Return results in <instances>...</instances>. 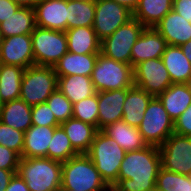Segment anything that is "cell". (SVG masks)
<instances>
[{
	"label": "cell",
	"mask_w": 191,
	"mask_h": 191,
	"mask_svg": "<svg viewBox=\"0 0 191 191\" xmlns=\"http://www.w3.org/2000/svg\"><path fill=\"white\" fill-rule=\"evenodd\" d=\"M161 168L159 147L147 145L141 150L128 151L121 163L118 181L112 191H152Z\"/></svg>",
	"instance_id": "6da1fadb"
},
{
	"label": "cell",
	"mask_w": 191,
	"mask_h": 191,
	"mask_svg": "<svg viewBox=\"0 0 191 191\" xmlns=\"http://www.w3.org/2000/svg\"><path fill=\"white\" fill-rule=\"evenodd\" d=\"M17 173L30 191H57L62 184V163L46 157H21Z\"/></svg>",
	"instance_id": "7a4b0ae2"
},
{
	"label": "cell",
	"mask_w": 191,
	"mask_h": 191,
	"mask_svg": "<svg viewBox=\"0 0 191 191\" xmlns=\"http://www.w3.org/2000/svg\"><path fill=\"white\" fill-rule=\"evenodd\" d=\"M63 187L76 191H110L87 154H78L62 163Z\"/></svg>",
	"instance_id": "3957f363"
},
{
	"label": "cell",
	"mask_w": 191,
	"mask_h": 191,
	"mask_svg": "<svg viewBox=\"0 0 191 191\" xmlns=\"http://www.w3.org/2000/svg\"><path fill=\"white\" fill-rule=\"evenodd\" d=\"M125 153L126 151L114 139L101 130L97 131L87 155L110 188L118 181Z\"/></svg>",
	"instance_id": "277c9868"
},
{
	"label": "cell",
	"mask_w": 191,
	"mask_h": 191,
	"mask_svg": "<svg viewBox=\"0 0 191 191\" xmlns=\"http://www.w3.org/2000/svg\"><path fill=\"white\" fill-rule=\"evenodd\" d=\"M58 77L53 67L32 65L23 72L20 99L29 106L45 103L57 89Z\"/></svg>",
	"instance_id": "5b68a950"
},
{
	"label": "cell",
	"mask_w": 191,
	"mask_h": 191,
	"mask_svg": "<svg viewBox=\"0 0 191 191\" xmlns=\"http://www.w3.org/2000/svg\"><path fill=\"white\" fill-rule=\"evenodd\" d=\"M91 80L97 92L128 89L134 85L133 67L106 57L100 52Z\"/></svg>",
	"instance_id": "8992f818"
},
{
	"label": "cell",
	"mask_w": 191,
	"mask_h": 191,
	"mask_svg": "<svg viewBox=\"0 0 191 191\" xmlns=\"http://www.w3.org/2000/svg\"><path fill=\"white\" fill-rule=\"evenodd\" d=\"M35 65H54L68 52L65 32L36 26L31 33Z\"/></svg>",
	"instance_id": "52a82bcc"
},
{
	"label": "cell",
	"mask_w": 191,
	"mask_h": 191,
	"mask_svg": "<svg viewBox=\"0 0 191 191\" xmlns=\"http://www.w3.org/2000/svg\"><path fill=\"white\" fill-rule=\"evenodd\" d=\"M138 130L147 145L157 147L174 133V121L157 96L149 102Z\"/></svg>",
	"instance_id": "ba28073f"
},
{
	"label": "cell",
	"mask_w": 191,
	"mask_h": 191,
	"mask_svg": "<svg viewBox=\"0 0 191 191\" xmlns=\"http://www.w3.org/2000/svg\"><path fill=\"white\" fill-rule=\"evenodd\" d=\"M144 26L135 18L120 26L101 41V53L118 62L131 65V51Z\"/></svg>",
	"instance_id": "9c48e42d"
},
{
	"label": "cell",
	"mask_w": 191,
	"mask_h": 191,
	"mask_svg": "<svg viewBox=\"0 0 191 191\" xmlns=\"http://www.w3.org/2000/svg\"><path fill=\"white\" fill-rule=\"evenodd\" d=\"M161 168L191 176V137L172 133L159 147Z\"/></svg>",
	"instance_id": "30bf717a"
},
{
	"label": "cell",
	"mask_w": 191,
	"mask_h": 191,
	"mask_svg": "<svg viewBox=\"0 0 191 191\" xmlns=\"http://www.w3.org/2000/svg\"><path fill=\"white\" fill-rule=\"evenodd\" d=\"M132 18V11L114 0H95L93 29L100 41Z\"/></svg>",
	"instance_id": "8fae6325"
},
{
	"label": "cell",
	"mask_w": 191,
	"mask_h": 191,
	"mask_svg": "<svg viewBox=\"0 0 191 191\" xmlns=\"http://www.w3.org/2000/svg\"><path fill=\"white\" fill-rule=\"evenodd\" d=\"M133 74L134 85L153 96L163 93L172 84L161 58L142 61L133 68Z\"/></svg>",
	"instance_id": "7c38bea8"
},
{
	"label": "cell",
	"mask_w": 191,
	"mask_h": 191,
	"mask_svg": "<svg viewBox=\"0 0 191 191\" xmlns=\"http://www.w3.org/2000/svg\"><path fill=\"white\" fill-rule=\"evenodd\" d=\"M0 63L26 69L35 65L31 35L1 38Z\"/></svg>",
	"instance_id": "4fadbf2b"
},
{
	"label": "cell",
	"mask_w": 191,
	"mask_h": 191,
	"mask_svg": "<svg viewBox=\"0 0 191 191\" xmlns=\"http://www.w3.org/2000/svg\"><path fill=\"white\" fill-rule=\"evenodd\" d=\"M165 39L154 27H145L131 51V65L134 68L142 61L161 58L166 47Z\"/></svg>",
	"instance_id": "5bb4252c"
},
{
	"label": "cell",
	"mask_w": 191,
	"mask_h": 191,
	"mask_svg": "<svg viewBox=\"0 0 191 191\" xmlns=\"http://www.w3.org/2000/svg\"><path fill=\"white\" fill-rule=\"evenodd\" d=\"M34 10L36 26L62 32L67 30V0H43Z\"/></svg>",
	"instance_id": "9a60e30c"
},
{
	"label": "cell",
	"mask_w": 191,
	"mask_h": 191,
	"mask_svg": "<svg viewBox=\"0 0 191 191\" xmlns=\"http://www.w3.org/2000/svg\"><path fill=\"white\" fill-rule=\"evenodd\" d=\"M127 89L98 92V130L122 120Z\"/></svg>",
	"instance_id": "2e32d148"
},
{
	"label": "cell",
	"mask_w": 191,
	"mask_h": 191,
	"mask_svg": "<svg viewBox=\"0 0 191 191\" xmlns=\"http://www.w3.org/2000/svg\"><path fill=\"white\" fill-rule=\"evenodd\" d=\"M154 28L171 46H181L191 40V23L173 9Z\"/></svg>",
	"instance_id": "e0dca14e"
},
{
	"label": "cell",
	"mask_w": 191,
	"mask_h": 191,
	"mask_svg": "<svg viewBox=\"0 0 191 191\" xmlns=\"http://www.w3.org/2000/svg\"><path fill=\"white\" fill-rule=\"evenodd\" d=\"M57 126H36L32 125L24 133V147L21 157L36 158L46 157L49 143Z\"/></svg>",
	"instance_id": "ac0fdd59"
},
{
	"label": "cell",
	"mask_w": 191,
	"mask_h": 191,
	"mask_svg": "<svg viewBox=\"0 0 191 191\" xmlns=\"http://www.w3.org/2000/svg\"><path fill=\"white\" fill-rule=\"evenodd\" d=\"M98 54H76L67 52L54 65L57 77L70 75L91 76Z\"/></svg>",
	"instance_id": "d6986e66"
},
{
	"label": "cell",
	"mask_w": 191,
	"mask_h": 191,
	"mask_svg": "<svg viewBox=\"0 0 191 191\" xmlns=\"http://www.w3.org/2000/svg\"><path fill=\"white\" fill-rule=\"evenodd\" d=\"M153 97V95L135 85L128 88L123 105L122 120L131 126L138 127Z\"/></svg>",
	"instance_id": "ffe728a7"
},
{
	"label": "cell",
	"mask_w": 191,
	"mask_h": 191,
	"mask_svg": "<svg viewBox=\"0 0 191 191\" xmlns=\"http://www.w3.org/2000/svg\"><path fill=\"white\" fill-rule=\"evenodd\" d=\"M78 154H87L98 129L81 120L70 118L60 124Z\"/></svg>",
	"instance_id": "44dd1931"
},
{
	"label": "cell",
	"mask_w": 191,
	"mask_h": 191,
	"mask_svg": "<svg viewBox=\"0 0 191 191\" xmlns=\"http://www.w3.org/2000/svg\"><path fill=\"white\" fill-rule=\"evenodd\" d=\"M101 131L114 139L126 152L141 150L147 146L138 127L131 126L123 120L114 122Z\"/></svg>",
	"instance_id": "7402d4cb"
},
{
	"label": "cell",
	"mask_w": 191,
	"mask_h": 191,
	"mask_svg": "<svg viewBox=\"0 0 191 191\" xmlns=\"http://www.w3.org/2000/svg\"><path fill=\"white\" fill-rule=\"evenodd\" d=\"M31 109L32 107L20 98L2 103L0 121L25 133L32 126Z\"/></svg>",
	"instance_id": "603a6c76"
},
{
	"label": "cell",
	"mask_w": 191,
	"mask_h": 191,
	"mask_svg": "<svg viewBox=\"0 0 191 191\" xmlns=\"http://www.w3.org/2000/svg\"><path fill=\"white\" fill-rule=\"evenodd\" d=\"M157 97L173 121L191 104V91L187 83L171 84Z\"/></svg>",
	"instance_id": "cb8c5ba5"
},
{
	"label": "cell",
	"mask_w": 191,
	"mask_h": 191,
	"mask_svg": "<svg viewBox=\"0 0 191 191\" xmlns=\"http://www.w3.org/2000/svg\"><path fill=\"white\" fill-rule=\"evenodd\" d=\"M68 51L76 54H99L101 41L93 27H76L65 31Z\"/></svg>",
	"instance_id": "d4e9b609"
},
{
	"label": "cell",
	"mask_w": 191,
	"mask_h": 191,
	"mask_svg": "<svg viewBox=\"0 0 191 191\" xmlns=\"http://www.w3.org/2000/svg\"><path fill=\"white\" fill-rule=\"evenodd\" d=\"M172 84L188 83L191 78V62L183 54L180 46L168 45L161 56Z\"/></svg>",
	"instance_id": "484cf974"
},
{
	"label": "cell",
	"mask_w": 191,
	"mask_h": 191,
	"mask_svg": "<svg viewBox=\"0 0 191 191\" xmlns=\"http://www.w3.org/2000/svg\"><path fill=\"white\" fill-rule=\"evenodd\" d=\"M36 27L35 10L20 7L13 15L0 23V36L7 38L15 35H31Z\"/></svg>",
	"instance_id": "4316f807"
},
{
	"label": "cell",
	"mask_w": 191,
	"mask_h": 191,
	"mask_svg": "<svg viewBox=\"0 0 191 191\" xmlns=\"http://www.w3.org/2000/svg\"><path fill=\"white\" fill-rule=\"evenodd\" d=\"M173 9V0H138L133 18L144 27H155Z\"/></svg>",
	"instance_id": "83f0119b"
},
{
	"label": "cell",
	"mask_w": 191,
	"mask_h": 191,
	"mask_svg": "<svg viewBox=\"0 0 191 191\" xmlns=\"http://www.w3.org/2000/svg\"><path fill=\"white\" fill-rule=\"evenodd\" d=\"M57 88L72 102V104L97 93L92 83L91 76L84 75L58 77Z\"/></svg>",
	"instance_id": "f1b7e54d"
},
{
	"label": "cell",
	"mask_w": 191,
	"mask_h": 191,
	"mask_svg": "<svg viewBox=\"0 0 191 191\" xmlns=\"http://www.w3.org/2000/svg\"><path fill=\"white\" fill-rule=\"evenodd\" d=\"M24 68L0 63V101L9 102L20 98Z\"/></svg>",
	"instance_id": "f546056e"
},
{
	"label": "cell",
	"mask_w": 191,
	"mask_h": 191,
	"mask_svg": "<svg viewBox=\"0 0 191 191\" xmlns=\"http://www.w3.org/2000/svg\"><path fill=\"white\" fill-rule=\"evenodd\" d=\"M95 0H67V29L93 27Z\"/></svg>",
	"instance_id": "4dcf8cb0"
},
{
	"label": "cell",
	"mask_w": 191,
	"mask_h": 191,
	"mask_svg": "<svg viewBox=\"0 0 191 191\" xmlns=\"http://www.w3.org/2000/svg\"><path fill=\"white\" fill-rule=\"evenodd\" d=\"M76 155L78 153L73 149L62 126L55 127L51 143L48 146L47 158L63 163Z\"/></svg>",
	"instance_id": "1f68e13d"
},
{
	"label": "cell",
	"mask_w": 191,
	"mask_h": 191,
	"mask_svg": "<svg viewBox=\"0 0 191 191\" xmlns=\"http://www.w3.org/2000/svg\"><path fill=\"white\" fill-rule=\"evenodd\" d=\"M159 191H191V176L159 169L156 179Z\"/></svg>",
	"instance_id": "d6a6232c"
},
{
	"label": "cell",
	"mask_w": 191,
	"mask_h": 191,
	"mask_svg": "<svg viewBox=\"0 0 191 191\" xmlns=\"http://www.w3.org/2000/svg\"><path fill=\"white\" fill-rule=\"evenodd\" d=\"M73 118L89 123L98 129V92L73 104Z\"/></svg>",
	"instance_id": "836d02e7"
},
{
	"label": "cell",
	"mask_w": 191,
	"mask_h": 191,
	"mask_svg": "<svg viewBox=\"0 0 191 191\" xmlns=\"http://www.w3.org/2000/svg\"><path fill=\"white\" fill-rule=\"evenodd\" d=\"M46 103L60 124L72 118L73 104L58 88L46 100Z\"/></svg>",
	"instance_id": "e575fe53"
},
{
	"label": "cell",
	"mask_w": 191,
	"mask_h": 191,
	"mask_svg": "<svg viewBox=\"0 0 191 191\" xmlns=\"http://www.w3.org/2000/svg\"><path fill=\"white\" fill-rule=\"evenodd\" d=\"M0 145L15 151L21 157L24 147V132L0 121Z\"/></svg>",
	"instance_id": "d590c367"
},
{
	"label": "cell",
	"mask_w": 191,
	"mask_h": 191,
	"mask_svg": "<svg viewBox=\"0 0 191 191\" xmlns=\"http://www.w3.org/2000/svg\"><path fill=\"white\" fill-rule=\"evenodd\" d=\"M32 125L36 126H59L60 123L56 120L53 112L51 111L48 104L40 103L32 106Z\"/></svg>",
	"instance_id": "8d00e7d4"
},
{
	"label": "cell",
	"mask_w": 191,
	"mask_h": 191,
	"mask_svg": "<svg viewBox=\"0 0 191 191\" xmlns=\"http://www.w3.org/2000/svg\"><path fill=\"white\" fill-rule=\"evenodd\" d=\"M20 158L15 151L0 145V169L18 170Z\"/></svg>",
	"instance_id": "74e56055"
},
{
	"label": "cell",
	"mask_w": 191,
	"mask_h": 191,
	"mask_svg": "<svg viewBox=\"0 0 191 191\" xmlns=\"http://www.w3.org/2000/svg\"><path fill=\"white\" fill-rule=\"evenodd\" d=\"M174 133L182 136L191 137V104L174 121Z\"/></svg>",
	"instance_id": "f35d334b"
},
{
	"label": "cell",
	"mask_w": 191,
	"mask_h": 191,
	"mask_svg": "<svg viewBox=\"0 0 191 191\" xmlns=\"http://www.w3.org/2000/svg\"><path fill=\"white\" fill-rule=\"evenodd\" d=\"M173 10L191 23V0H173Z\"/></svg>",
	"instance_id": "ab89813d"
},
{
	"label": "cell",
	"mask_w": 191,
	"mask_h": 191,
	"mask_svg": "<svg viewBox=\"0 0 191 191\" xmlns=\"http://www.w3.org/2000/svg\"><path fill=\"white\" fill-rule=\"evenodd\" d=\"M20 6L11 0H0V23L13 15Z\"/></svg>",
	"instance_id": "60d3db41"
},
{
	"label": "cell",
	"mask_w": 191,
	"mask_h": 191,
	"mask_svg": "<svg viewBox=\"0 0 191 191\" xmlns=\"http://www.w3.org/2000/svg\"><path fill=\"white\" fill-rule=\"evenodd\" d=\"M5 191H30L26 185L24 179L18 174L15 173L11 178L9 185Z\"/></svg>",
	"instance_id": "b9f144b4"
},
{
	"label": "cell",
	"mask_w": 191,
	"mask_h": 191,
	"mask_svg": "<svg viewBox=\"0 0 191 191\" xmlns=\"http://www.w3.org/2000/svg\"><path fill=\"white\" fill-rule=\"evenodd\" d=\"M18 170L0 169V191H5L11 178L17 173Z\"/></svg>",
	"instance_id": "7bdbcfd3"
},
{
	"label": "cell",
	"mask_w": 191,
	"mask_h": 191,
	"mask_svg": "<svg viewBox=\"0 0 191 191\" xmlns=\"http://www.w3.org/2000/svg\"><path fill=\"white\" fill-rule=\"evenodd\" d=\"M11 1L17 3L20 7H29L34 9L43 0H11Z\"/></svg>",
	"instance_id": "ee69618b"
},
{
	"label": "cell",
	"mask_w": 191,
	"mask_h": 191,
	"mask_svg": "<svg viewBox=\"0 0 191 191\" xmlns=\"http://www.w3.org/2000/svg\"><path fill=\"white\" fill-rule=\"evenodd\" d=\"M117 3L127 7L129 10H131L132 12L134 11L138 0H114Z\"/></svg>",
	"instance_id": "f6af8a7d"
},
{
	"label": "cell",
	"mask_w": 191,
	"mask_h": 191,
	"mask_svg": "<svg viewBox=\"0 0 191 191\" xmlns=\"http://www.w3.org/2000/svg\"><path fill=\"white\" fill-rule=\"evenodd\" d=\"M180 48L182 49L183 54L191 62V40H189L185 44L181 45Z\"/></svg>",
	"instance_id": "bcb514c9"
},
{
	"label": "cell",
	"mask_w": 191,
	"mask_h": 191,
	"mask_svg": "<svg viewBox=\"0 0 191 191\" xmlns=\"http://www.w3.org/2000/svg\"><path fill=\"white\" fill-rule=\"evenodd\" d=\"M57 191H76V190L75 189L66 188V187H63L61 185L60 188Z\"/></svg>",
	"instance_id": "7dc6e473"
},
{
	"label": "cell",
	"mask_w": 191,
	"mask_h": 191,
	"mask_svg": "<svg viewBox=\"0 0 191 191\" xmlns=\"http://www.w3.org/2000/svg\"><path fill=\"white\" fill-rule=\"evenodd\" d=\"M188 86H189V88H190V91H191V78L189 79V81H188Z\"/></svg>",
	"instance_id": "c3c4849f"
}]
</instances>
